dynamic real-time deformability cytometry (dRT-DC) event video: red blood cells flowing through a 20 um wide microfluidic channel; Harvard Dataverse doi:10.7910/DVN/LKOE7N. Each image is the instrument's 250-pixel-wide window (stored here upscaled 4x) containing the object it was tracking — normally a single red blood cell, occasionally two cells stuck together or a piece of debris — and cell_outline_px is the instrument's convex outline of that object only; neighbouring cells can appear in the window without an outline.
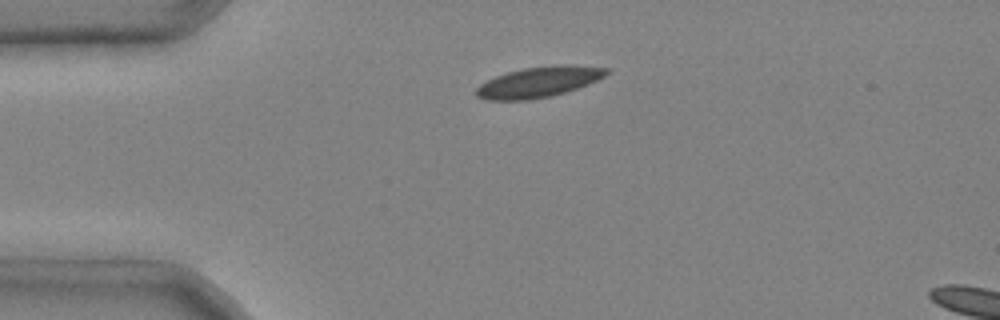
{"species": "common noctule bat (a hibernating species)", "species_latin": "Nyctalus noctula", "temperature_condition": "cold", "stored_images_in_passage": 2, "camera_frame_rate_fps": 3000, "um_per_image_px": 0.085, "animal": {"sex": "male", "body_mass_g": 20.4}, "frame": {"image": 1, "passage_image": 1, "time_ms": 0.0, "image_size_px": [1000, 320], "cell_outline_px": [[608, 72], [604, 76], [588, 84], [552, 96], [528, 100], [484, 100], [476, 96], [476, 88], [480, 84], [496, 76], [508, 72], [524, 68], [560, 64], [608, 68]], "centroid_in_image_um": [45.75, 6.98], "position_along_channel_um": 39.2, "area_um2": 22.95}}